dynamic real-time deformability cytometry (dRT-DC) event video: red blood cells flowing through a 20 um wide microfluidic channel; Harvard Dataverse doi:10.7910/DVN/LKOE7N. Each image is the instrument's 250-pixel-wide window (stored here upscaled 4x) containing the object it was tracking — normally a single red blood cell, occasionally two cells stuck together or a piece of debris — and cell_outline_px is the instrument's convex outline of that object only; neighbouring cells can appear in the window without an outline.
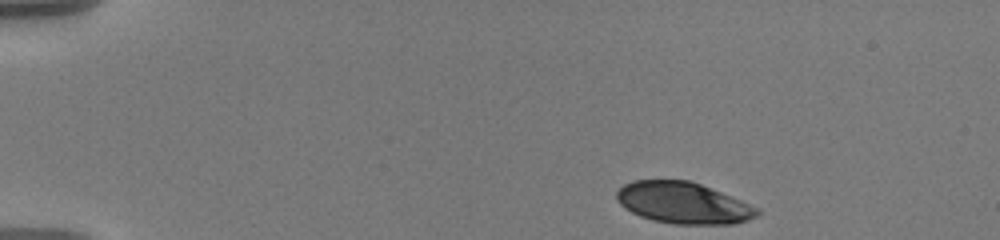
{"species": "human", "species_latin": "Homo sapiens", "temperature_condition": "warm", "stored_images_in_passage": 49, "camera_frame_rate_fps": 3000, "um_per_image_px": 0.085, "donor": {"sex": "male"}, "frame": {"image": 1, "passage_image": 1, "time_ms": 0.0, "image_size_px": [1000, 240], "cell_outline_px": [[760, 212], [756, 216], [748, 220], [732, 224], [672, 224], [652, 220], [640, 216], [624, 208], [616, 200], [616, 192], [624, 184], [632, 180], [688, 180], [700, 184], [760, 208]], "centroid_in_image_um": [58.05, 17.25], "position_along_channel_um": 27.0, "area_um2": 33.87}}
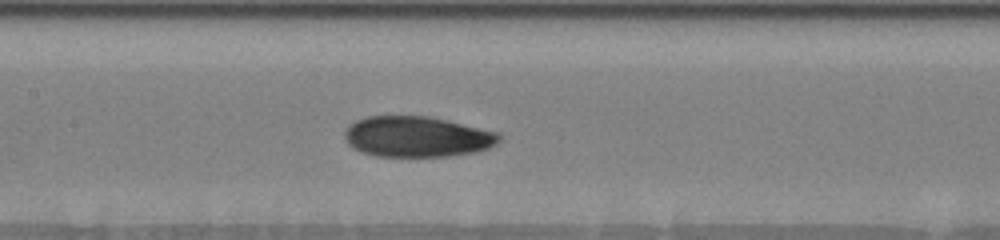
{"frame": {"image": 2, "passage_image": 21, "time_ms": 6.667, "image_size_px": [1000, 240], "cell_outline_px": [[500, 140], [496, 144], [488, 148], [476, 152], [448, 156], [376, 156], [360, 152], [352, 148], [344, 140], [344, 132], [348, 124], [356, 120], [368, 116], [428, 116], [500, 132]], "centroid_in_image_um": [35.42, 11.62], "position_along_channel_um": 172.0, "area_um2": 36.88}}
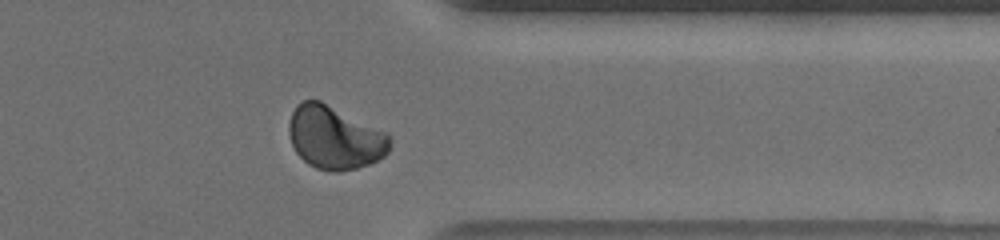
{"frame": {"image": 3, "passage_image": 39, "time_ms": 12.667, "image_size_px": [1000, 240], "cell_outline_px": [[392, 140], [388, 152], [384, 156], [368, 164], [356, 168], [340, 172], [336, 172], [316, 168], [308, 164], [296, 152], [292, 144], [288, 132], [288, 124], [292, 112], [296, 104], [300, 100], [320, 100], [388, 132], [392, 136]], "centroid_in_image_um": [28.46, 11.68], "position_along_channel_um": 382.9, "area_um2": 37.51}, "authors_computed_cell_mechanics": {"area_um2": 36.2984, "velocity_mm_per_s": 3.5669, "shape_relaxation_time_tau1_ms": 5.3412, "shape_relaxation_time_tau2_ms": 1.888, "deformation_change_tau1": 0.1503, "deformation_change_tau2": 0.0506}}